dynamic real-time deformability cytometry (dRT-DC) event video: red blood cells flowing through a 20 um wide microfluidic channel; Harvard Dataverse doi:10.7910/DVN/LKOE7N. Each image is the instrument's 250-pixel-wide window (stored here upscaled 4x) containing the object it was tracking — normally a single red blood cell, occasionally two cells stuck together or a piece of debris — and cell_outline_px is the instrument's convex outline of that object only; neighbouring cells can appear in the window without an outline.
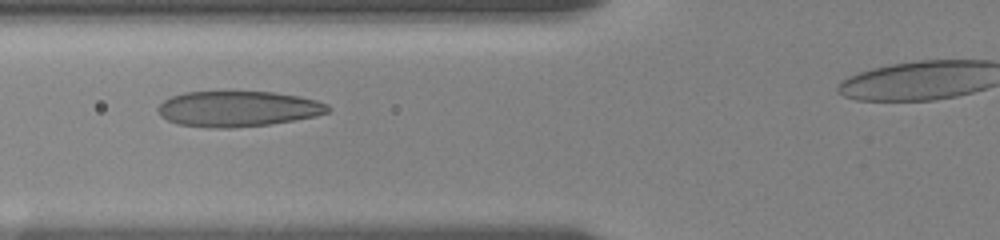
{"species": "human", "species_latin": "Homo sapiens", "temperature_condition": "room temperature", "stored_images_in_passage": 26, "camera_frame_rate_fps": 3000, "um_per_image_px": 0.085, "donor": {"sex": "female"}, "frame": {"image": 1, "passage_image": 7, "time_ms": 3.667, "image_size_px": [1000, 240], "cell_outline_px": [[328, 112], [316, 116], [272, 124], [228, 128], [212, 128], [176, 124], [160, 116], [156, 108], [164, 100], [172, 96], [184, 92], [272, 92], [300, 96], [316, 100], [328, 104]], "centroid_in_image_um": [20.2, 9.25], "position_along_channel_um": 105.6, "area_um2": 35.26}}
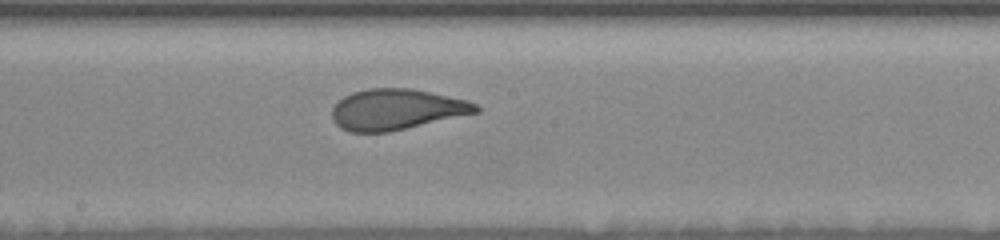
{"frame": {"image": 2, "passage_image": 11, "time_ms": 6.667, "image_size_px": [1000, 240], "cell_outline_px": [[480, 112], [388, 132], [352, 132], [340, 128], [332, 120], [332, 108], [344, 96], [352, 92], [368, 88], [412, 88], [468, 100], [476, 104], [480, 108]], "centroid_in_image_um": [33.7, 9.3], "position_along_channel_um": 214.5, "area_um2": 34.22}}
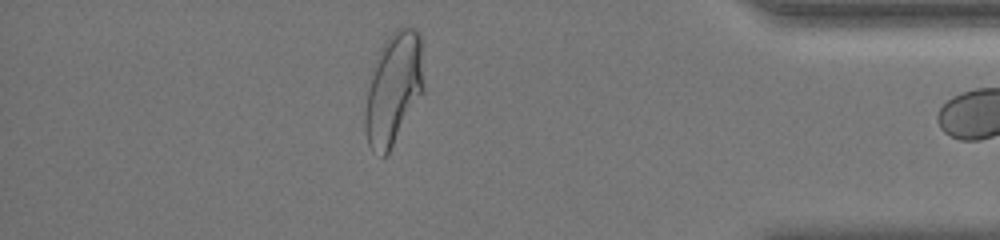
{"frame": {"image": 3, "passage_image": 25, "time_ms": 12.667, "image_size_px": [1000, 240], "cell_outline_px": [[424, 92], [388, 152], [384, 156], [380, 156], [372, 152], [368, 144], [364, 128], [364, 112], [368, 88], [372, 68], [380, 48], [388, 36], [400, 24], [412, 28], [420, 32], [424, 88]], "centroid_in_image_um": [33.44, 7.51], "position_along_channel_um": 401.8, "area_um2": 38.55}}